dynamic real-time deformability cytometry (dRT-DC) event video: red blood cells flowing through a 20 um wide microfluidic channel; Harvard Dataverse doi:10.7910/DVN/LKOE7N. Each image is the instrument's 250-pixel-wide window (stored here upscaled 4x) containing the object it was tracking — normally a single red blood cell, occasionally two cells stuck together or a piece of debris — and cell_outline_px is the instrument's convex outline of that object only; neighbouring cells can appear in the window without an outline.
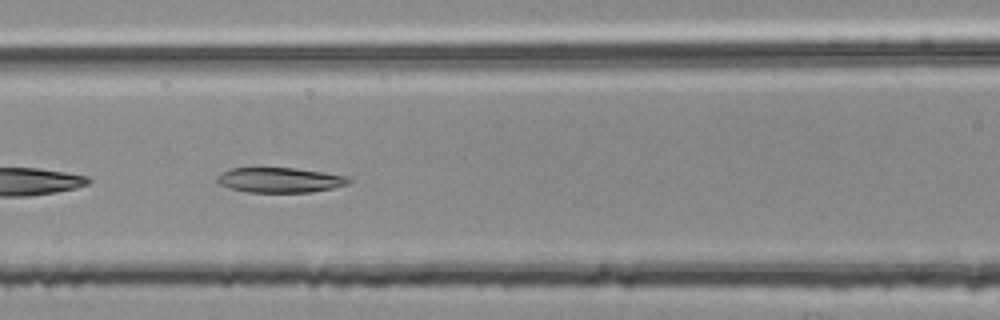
{"species": "common noctule bat (a hibernating species)", "species_latin": "Nyctalus noctula", "temperature_condition": "room temperature", "stored_images_in_passage": 39, "segment_of_instrument_passage": [2, 2], "camera_frame_rate_fps": 3000, "um_per_image_px": 0.085, "animal": {"sex": "female", "body_mass_g": 25.1}, "frame": {"image": 1, "passage_image": 23, "time_ms": 7.333, "image_size_px": [1000, 320], "cell_outline_px": [[352, 180], [348, 184], [332, 188], [312, 192], [248, 192], [232, 188], [220, 184], [216, 180], [224, 172], [232, 168], [296, 168], [324, 172], [348, 176]], "centroid_in_image_um": [23.87, 15.3], "position_along_channel_um": 142.7, "area_um2": 18.96}}
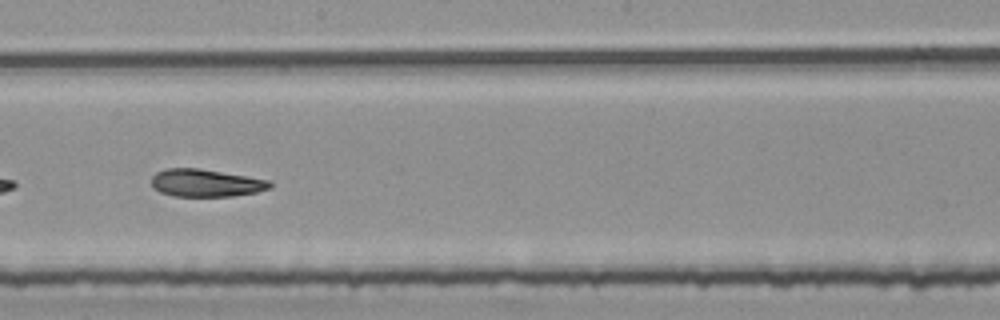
{"frame": {"image": 2, "passage_image": 30, "time_ms": 9.667, "image_size_px": [1000, 320], "cell_outline_px": [[272, 188], [256, 192], [232, 196], [172, 196], [160, 192], [152, 188], [152, 176], [156, 172], [164, 168], [200, 168], [272, 180]], "centroid_in_image_um": [17.5, 15.54], "position_along_channel_um": 230.7, "area_um2": 19.31}}
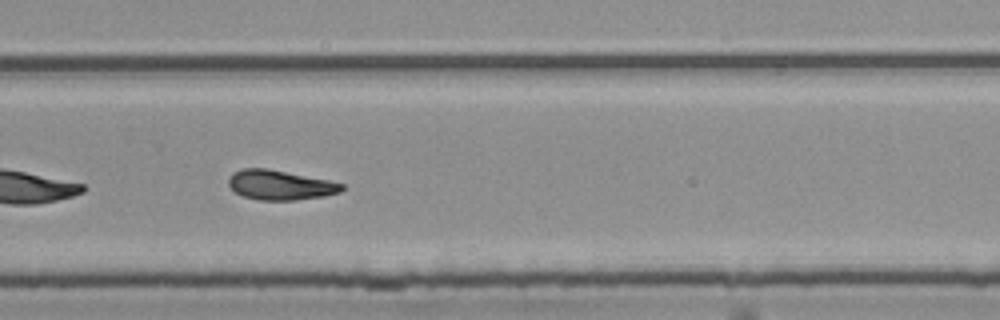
{"frame": {"image": 3, "passage_image": 36, "time_ms": 11.667, "image_size_px": [1000, 320], "cell_outline_px": [[344, 188], [340, 192], [324, 196], [296, 200], [256, 200], [244, 196], [236, 192], [228, 184], [228, 180], [232, 172], [240, 168], [268, 168], [328, 180], [344, 184]], "centroid_in_image_um": [23.79, 15.72], "position_along_channel_um": 306.0, "area_um2": 19.65}}